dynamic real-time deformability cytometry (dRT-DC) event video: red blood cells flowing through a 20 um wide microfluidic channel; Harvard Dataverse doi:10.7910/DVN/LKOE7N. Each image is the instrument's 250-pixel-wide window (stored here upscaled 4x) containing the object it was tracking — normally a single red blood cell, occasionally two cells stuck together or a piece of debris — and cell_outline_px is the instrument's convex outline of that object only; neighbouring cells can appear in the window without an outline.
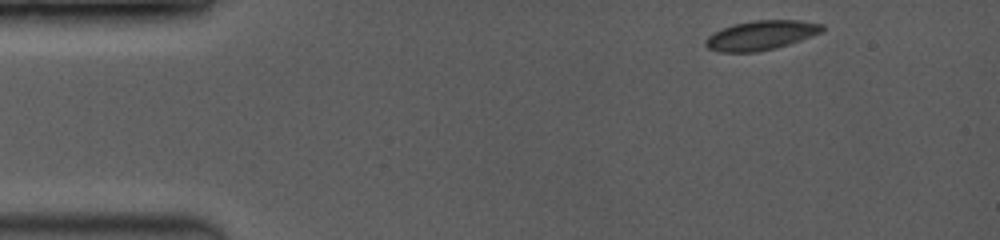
{"species": "common noctule bat (a hibernating species)", "species_latin": "Nyctalus noctula", "temperature_condition": "room temperature", "stored_images_in_passage": 22, "camera_frame_rate_fps": 3500, "um_per_image_px": 0.085, "animal": {"sex": "female", "body_mass_g": 19.0, "forearm_length_mm": 53.3}, "frame": {"image": 1, "passage_image": 1, "time_ms": 0.0, "image_size_px": [1000, 240], "cell_outline_px": [[824, 32], [776, 48], [756, 52], [720, 52], [708, 48], [704, 44], [704, 40], [708, 36], [732, 24], [752, 20], [800, 20], [824, 24]], "centroid_in_image_um": [64.71, 2.99], "position_along_channel_um": 20.3, "area_um2": 20.06}}
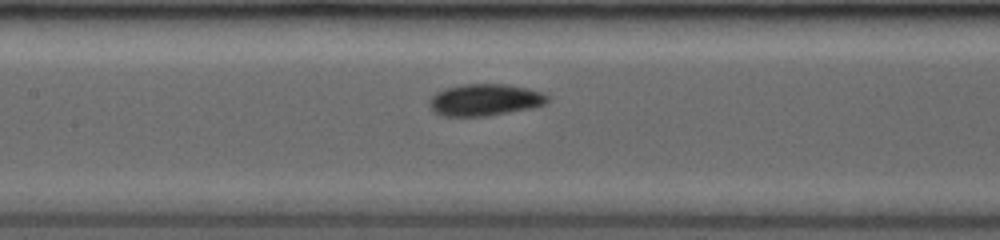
{"frame": {"image": 2, "passage_image": 10, "time_ms": 5.714, "image_size_px": [1000, 240], "cell_outline_px": [[548, 100], [544, 104], [532, 108], [484, 116], [444, 116], [432, 112], [428, 104], [432, 96], [436, 92], [444, 88], [460, 84], [504, 84], [528, 88], [540, 92], [548, 96]], "centroid_in_image_um": [41.16, 8.48], "position_along_channel_um": 166.2, "area_um2": 21.91}}
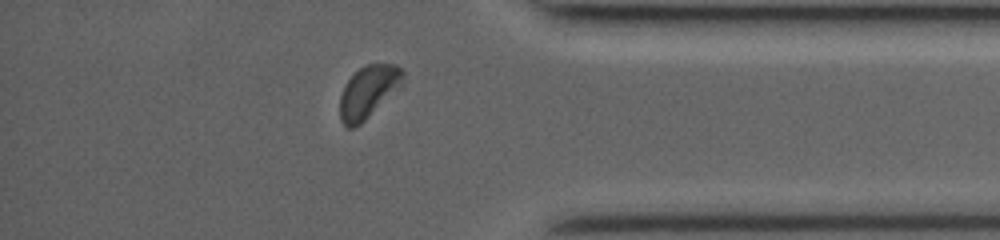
{"frame": {"image": 3, "passage_image": 19, "time_ms": 11.714, "image_size_px": [1000, 240], "cell_outline_px": [[404, 84], [400, 88], [360, 124], [352, 128], [348, 128], [340, 120], [340, 96], [344, 84], [360, 68], [368, 64], [396, 64], [404, 72]], "centroid_in_image_um": [31.33, 7.8], "position_along_channel_um": 403.9, "area_um2": 19.19}, "authors_computed_cell_mechanics": {"area_um2": 20.519, "velocity_mm_per_s": 4.071, "shape_relaxation_time_tau1_ms": 2.4014, "shape_relaxation_time_tau2_ms": null, "deformation_change_tau1": 0.0831, "deformation_change_tau2": null}}